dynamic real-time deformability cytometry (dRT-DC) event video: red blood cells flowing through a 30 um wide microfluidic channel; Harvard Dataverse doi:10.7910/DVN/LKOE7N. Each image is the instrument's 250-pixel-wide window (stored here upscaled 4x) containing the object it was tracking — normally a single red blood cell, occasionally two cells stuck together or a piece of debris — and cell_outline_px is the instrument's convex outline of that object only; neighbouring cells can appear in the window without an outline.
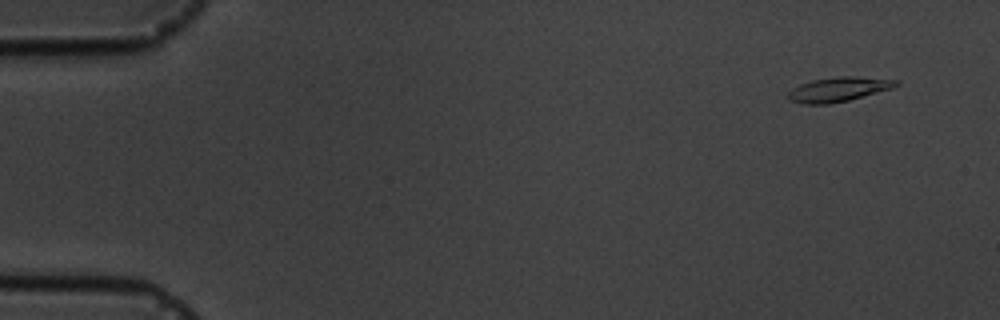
{"species": "common noctule bat (a hibernating species)", "species_latin": "Nyctalus noctula", "temperature_condition": "cold", "stored_images_in_passage": 8, "camera_frame_rate_fps": 3000, "um_per_image_px": 0.085, "animal": {"sex": "male", "body_mass_g": 19.5, "forearm_length_mm": 54.6}, "frame": {"image": 1, "passage_image": 1, "time_ms": 0.0, "image_size_px": [1000, 320], "cell_outline_px": [[900, 84], [892, 88], [848, 100], [828, 104], [804, 104], [788, 100], [788, 92], [792, 88], [800, 84], [812, 80], [840, 76], [856, 76], [900, 80]], "centroid_in_image_um": [71.27, 7.59], "position_along_channel_um": 13.7, "area_um2": 15.37}}
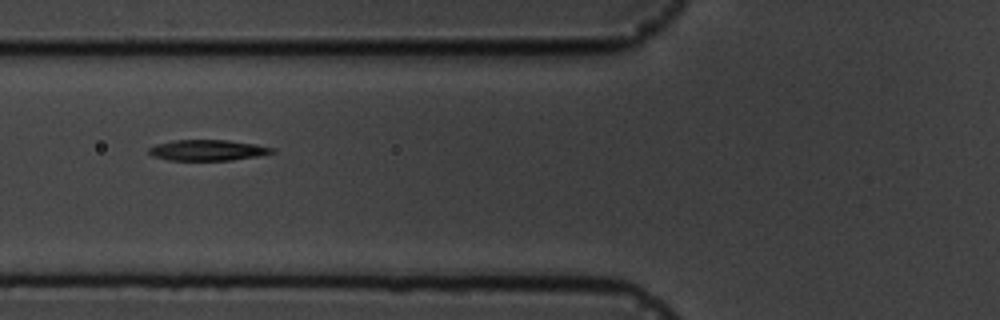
{"frame": {"image": 2, "passage_image": 6, "time_ms": 6.0, "image_size_px": [1000, 320], "cell_outline_px": [[276, 152], [256, 156], [232, 160], [168, 160], [152, 156], [148, 152], [148, 148], [156, 144], [172, 140], [228, 140], [256, 144], [276, 148]], "centroid_in_image_um": [17.65, 12.76], "position_along_channel_um": 108.2, "area_um2": 15.03}}
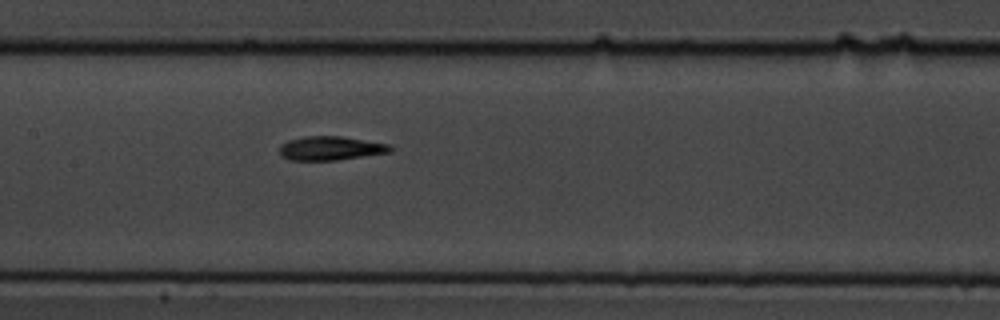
{"frame": {"image": 3, "passage_image": 8, "time_ms": 8.0, "image_size_px": [1000, 320], "cell_outline_px": [[396, 148], [392, 152], [336, 160], [288, 160], [280, 152], [280, 144], [288, 140], [304, 136], [340, 136], [392, 144]], "centroid_in_image_um": [28.17, 12.59], "position_along_channel_um": 179.2, "area_um2": 15.61}}